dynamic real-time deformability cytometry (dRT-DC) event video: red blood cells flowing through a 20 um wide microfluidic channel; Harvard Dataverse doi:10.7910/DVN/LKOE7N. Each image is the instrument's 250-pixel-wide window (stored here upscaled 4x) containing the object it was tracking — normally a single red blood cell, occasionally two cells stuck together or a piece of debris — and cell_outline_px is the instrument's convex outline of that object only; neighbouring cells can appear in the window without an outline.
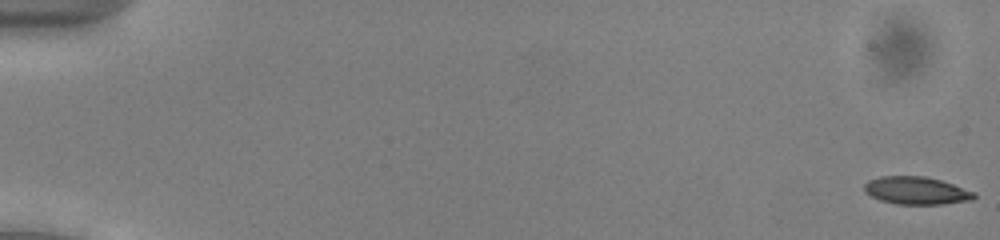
{"species": "common noctule bat (a hibernating species)", "species_latin": "Nyctalus noctula", "temperature_condition": "cold", "stored_images_in_passage": 17, "camera_frame_rate_fps": 3000, "um_per_image_px": 0.085, "animal": {"sex": "male", "body_mass_g": 13.0, "forearm_length_mm": 53.1}, "frame": {"image": 1, "passage_image": 1, "time_ms": 0.0, "image_size_px": [1000, 240], "cell_outline_px": [[976, 196], [972, 200], [944, 204], [896, 204], [880, 200], [864, 192], [864, 184], [868, 180], [880, 176], [924, 176], [940, 180], [976, 192]], "centroid_in_image_um": [77.88, 16.2], "position_along_channel_um": 7.1, "area_um2": 17.74}}
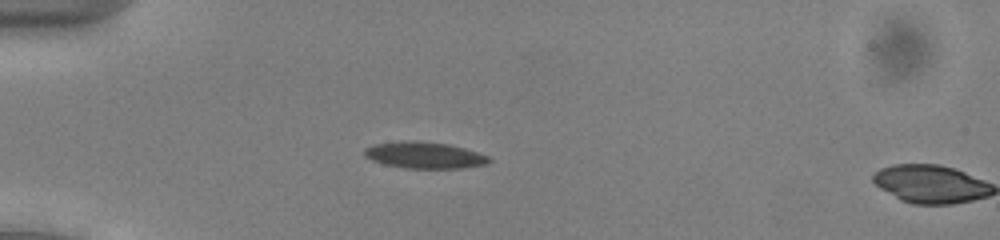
{"frame": {"image": 2, "passage_image": 16, "time_ms": 5.0, "image_size_px": [1000, 240], "cell_outline_px": [[492, 160], [488, 164], [464, 168], [404, 168], [384, 164], [372, 160], [364, 156], [364, 148], [372, 144], [404, 140], [416, 140], [448, 144], [464, 148], [488, 156]], "centroid_in_image_um": [36.06, 13.18], "position_along_channel_um": 48.9, "area_um2": 19.42}}